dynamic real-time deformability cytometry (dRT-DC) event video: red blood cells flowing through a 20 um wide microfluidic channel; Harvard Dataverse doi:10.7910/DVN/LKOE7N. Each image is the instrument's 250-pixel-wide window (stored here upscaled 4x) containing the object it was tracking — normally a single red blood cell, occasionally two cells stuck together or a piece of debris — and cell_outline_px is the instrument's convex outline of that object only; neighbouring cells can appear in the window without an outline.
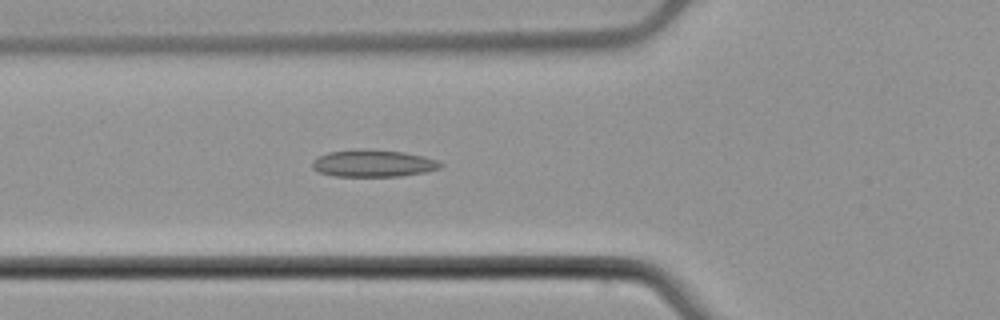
{"species": "common noctule bat (a hibernating species)", "species_latin": "Nyctalus noctula", "temperature_condition": "cold", "stored_images_in_passage": 2, "camera_frame_rate_fps": 3000, "um_per_image_px": 0.085, "animal": {"sex": "male", "body_mass_g": 21.5, "forearm_length_mm": 52.0}, "frame": {"image": 1, "passage_image": 2, "time_ms": 0.333, "image_size_px": [1000, 320], "cell_outline_px": [[444, 164], [440, 168], [424, 172], [400, 176], [336, 176], [320, 172], [312, 168], [312, 160], [328, 152], [356, 148], [364, 148], [404, 152], [424, 156], [436, 160]], "centroid_in_image_um": [31.71, 13.87], "position_along_channel_um": 94.1, "area_um2": 20.35}}